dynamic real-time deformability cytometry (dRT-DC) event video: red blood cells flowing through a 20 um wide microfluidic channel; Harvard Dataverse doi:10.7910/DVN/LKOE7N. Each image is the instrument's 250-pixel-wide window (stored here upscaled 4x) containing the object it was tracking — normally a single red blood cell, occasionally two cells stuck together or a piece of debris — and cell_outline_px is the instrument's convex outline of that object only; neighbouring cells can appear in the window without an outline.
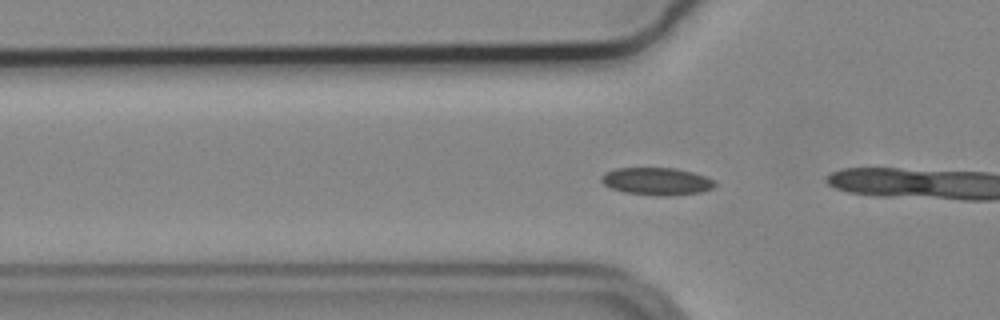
{"species": "common noctule bat (a hibernating species)", "species_latin": "Nyctalus noctula", "temperature_condition": "cold", "stored_images_in_passage": 5, "camera_frame_rate_fps": 3000, "um_per_image_px": 0.085, "animal": {"sex": "male", "body_mass_g": 19.2, "forearm_length_mm": 51.8}, "frame": {"image": 1, "passage_image": 4, "time_ms": 1.0, "image_size_px": [1000, 320], "cell_outline_px": [[716, 184], [712, 188], [700, 192], [672, 196], [656, 196], [624, 192], [612, 188], [604, 184], [600, 180], [600, 176], [604, 172], [616, 168], [676, 168], [692, 172], [716, 180]], "centroid_in_image_um": [55.81, 15.41], "position_along_channel_um": 70.0, "area_um2": 18.32}}